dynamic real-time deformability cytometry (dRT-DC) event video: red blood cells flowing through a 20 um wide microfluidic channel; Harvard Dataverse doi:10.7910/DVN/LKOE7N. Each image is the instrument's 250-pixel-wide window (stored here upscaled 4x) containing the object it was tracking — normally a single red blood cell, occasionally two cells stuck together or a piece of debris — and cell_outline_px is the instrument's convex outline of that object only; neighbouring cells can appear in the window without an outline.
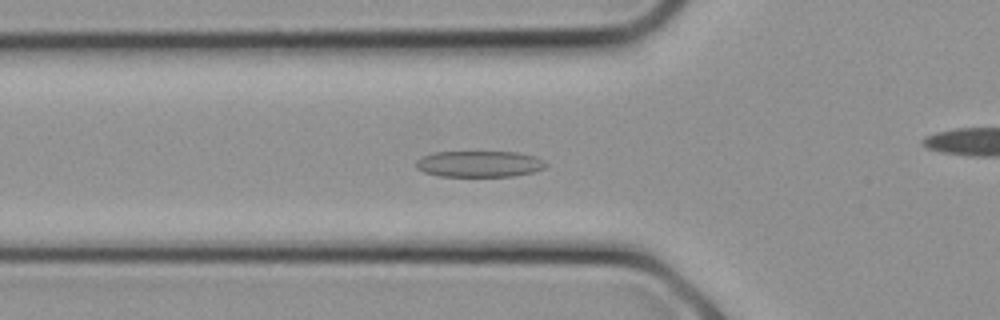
{"species": "common noctule bat (a hibernating species)", "species_latin": "Nyctalus noctula", "temperature_condition": "cold", "stored_images_in_passage": 12, "camera_frame_rate_fps": 3000, "um_per_image_px": 0.085, "animal": {"sex": "female", "body_mass_g": 21.9}, "frame": {"image": 1, "passage_image": 9, "time_ms": 2.667, "image_size_px": [1000, 320], "cell_outline_px": [[548, 164], [544, 168], [532, 172], [512, 176], [440, 176], [424, 172], [416, 168], [416, 160], [424, 156], [436, 152], [520, 152], [536, 156], [544, 160]], "centroid_in_image_um": [40.77, 13.93], "position_along_channel_um": 85.0, "area_um2": 19.83}}